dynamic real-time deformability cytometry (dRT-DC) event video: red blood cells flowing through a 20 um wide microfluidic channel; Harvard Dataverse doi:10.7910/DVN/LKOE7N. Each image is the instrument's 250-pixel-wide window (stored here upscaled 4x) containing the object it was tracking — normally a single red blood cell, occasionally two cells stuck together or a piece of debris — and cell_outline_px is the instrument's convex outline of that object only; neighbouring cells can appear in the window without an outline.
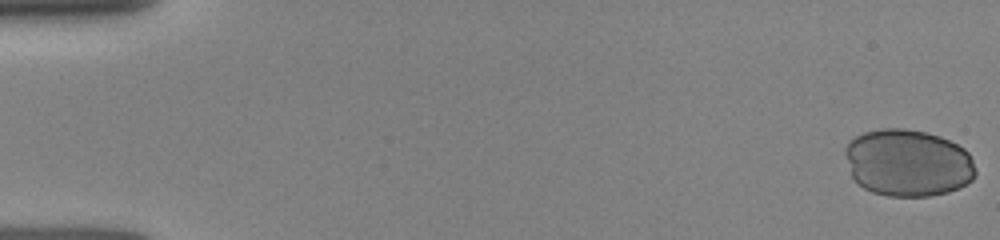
{"species": "human", "species_latin": "Homo sapiens", "temperature_condition": "room temperature", "stored_images_in_passage": 8, "camera_frame_rate_fps": 3000, "um_per_image_px": 0.085, "donor": {"sex": "female"}, "frame": {"image": 1, "passage_image": 1, "time_ms": 0.0, "image_size_px": [1000, 240], "cell_outline_px": [[976, 176], [972, 180], [960, 188], [948, 192], [928, 196], [888, 196], [872, 192], [864, 188], [852, 180], [844, 152], [844, 148], [848, 140], [864, 132], [884, 128], [904, 128], [924, 132], [940, 136], [964, 148], [968, 152], [976, 168]], "centroid_in_image_um": [77.15, 13.85], "position_along_channel_um": 7.9, "area_um2": 51.56}}
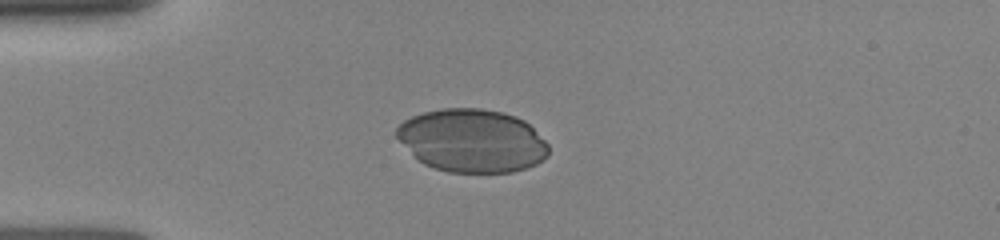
{"frame": {"image": 2, "passage_image": 5, "time_ms": 4.0, "image_size_px": [1000, 240], "cell_outline_px": [[548, 156], [544, 160], [536, 164], [512, 172], [448, 172], [424, 164], [396, 136], [396, 128], [404, 120], [412, 116], [424, 112], [444, 108], [480, 108], [500, 112], [516, 116], [524, 120], [548, 144]], "centroid_in_image_um": [40.15, 11.95], "position_along_channel_um": 44.9, "area_um2": 55.43}}
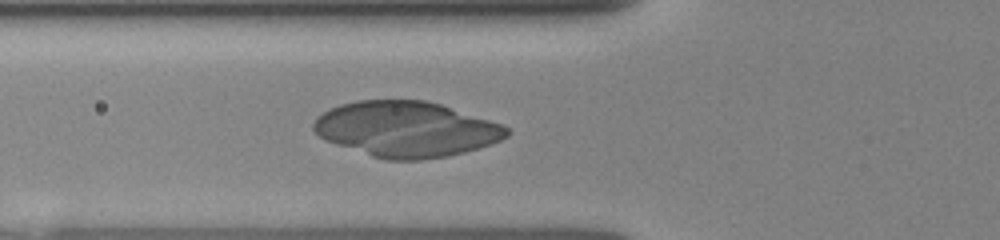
{"frame": {"image": 3, "passage_image": 8, "time_ms": 5.667, "image_size_px": [1000, 240], "cell_outline_px": [[512, 132], [508, 136], [500, 140], [464, 152], [444, 156], [420, 160], [384, 160], [324, 140], [312, 128], [312, 124], [328, 108], [340, 104], [356, 100], [424, 100], [440, 104], [500, 124], [508, 128]], "centroid_in_image_um": [34.49, 10.98], "position_along_channel_um": 91.3, "area_um2": 61.96}}